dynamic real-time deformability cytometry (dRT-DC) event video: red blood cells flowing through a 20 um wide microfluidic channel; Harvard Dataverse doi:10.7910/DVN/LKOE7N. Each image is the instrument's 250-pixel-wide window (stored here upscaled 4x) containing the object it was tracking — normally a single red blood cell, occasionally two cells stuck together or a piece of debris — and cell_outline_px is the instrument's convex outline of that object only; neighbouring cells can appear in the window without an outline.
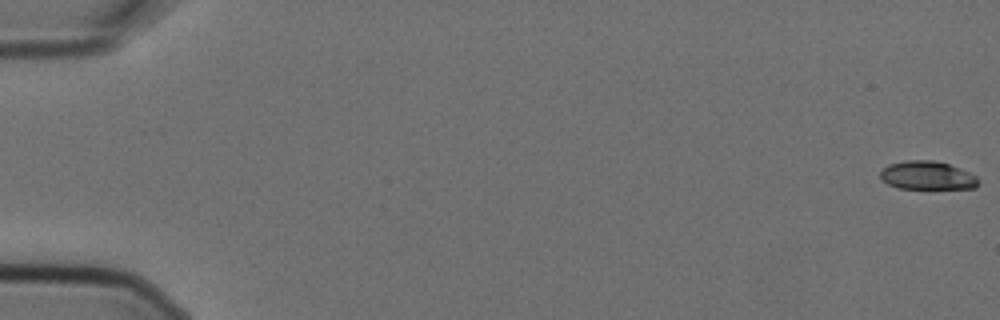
{"species": "Egyptian fruit bat (a non-hibernating species)", "species_latin": "Rousettus aegyptiacus", "temperature_condition": "cold", "stored_images_in_passage": 6, "segment_of_instrument_passage": [1, 2], "camera_frame_rate_fps": 3000, "um_per_image_px": 0.085, "animal": {"sex": "female"}, "frame": {"image": 1, "passage_image": 1, "time_ms": 0.0, "image_size_px": [1000, 320], "cell_outline_px": [[980, 180], [976, 188], [900, 188], [888, 184], [880, 176], [880, 172], [888, 164], [908, 160], [932, 160], [948, 164], [960, 168], [976, 176]], "centroid_in_image_um": [78.84, 14.91], "position_along_channel_um": 6.2, "area_um2": 16.07}}